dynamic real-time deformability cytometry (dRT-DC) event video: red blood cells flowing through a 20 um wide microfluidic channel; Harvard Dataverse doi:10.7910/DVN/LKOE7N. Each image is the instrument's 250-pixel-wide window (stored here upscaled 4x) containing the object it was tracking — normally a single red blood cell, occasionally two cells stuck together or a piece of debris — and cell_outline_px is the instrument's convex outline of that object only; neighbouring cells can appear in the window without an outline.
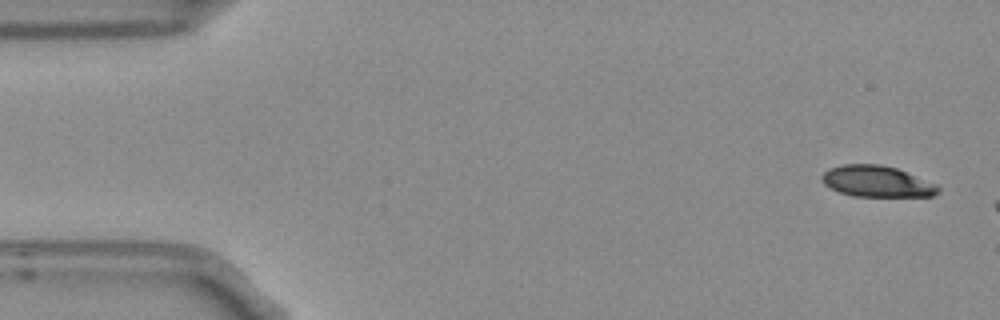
{"species": "Egyptian fruit bat (a non-hibernating species)", "species_latin": "Rousettus aegyptiacus", "temperature_condition": "room temperature", "stored_images_in_passage": 3, "camera_frame_rate_fps": 3000, "um_per_image_px": 0.085, "frame": {"image": 1, "passage_image": 1, "time_ms": 0.0, "image_size_px": [1000, 320], "cell_outline_px": [[940, 192], [932, 196], [852, 196], [840, 192], [824, 184], [820, 180], [820, 176], [828, 168], [844, 164], [880, 164], [896, 168], [936, 184], [940, 188]], "centroid_in_image_um": [74.5, 15.41], "position_along_channel_um": 10.5, "area_um2": 21.1}}